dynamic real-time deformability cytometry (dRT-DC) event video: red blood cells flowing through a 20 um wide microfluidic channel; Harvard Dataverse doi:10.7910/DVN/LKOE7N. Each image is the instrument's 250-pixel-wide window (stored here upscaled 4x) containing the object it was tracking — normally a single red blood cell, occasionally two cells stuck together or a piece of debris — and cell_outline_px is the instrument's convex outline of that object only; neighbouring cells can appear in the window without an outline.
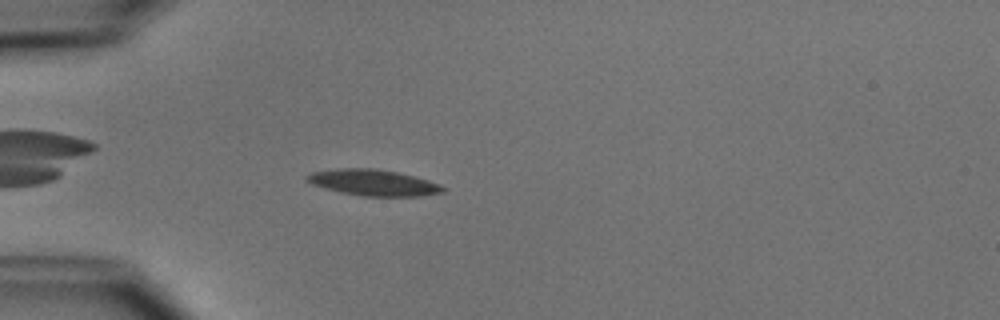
{"species": "common noctule bat (a hibernating species)", "species_latin": "Nyctalus noctula", "temperature_condition": "cold", "stored_images_in_passage": 36, "camera_frame_rate_fps": 3000, "um_per_image_px": 0.085, "animal": {"sex": "male", "body_mass_g": 15.6}, "frame": {"image": 1, "passage_image": 6, "time_ms": 1.667, "image_size_px": [1000, 320], "cell_outline_px": [[448, 188], [444, 192], [420, 196], [364, 196], [340, 192], [324, 188], [312, 184], [304, 180], [304, 176], [312, 172], [336, 168], [372, 168], [396, 172], [428, 180], [440, 184]], "centroid_in_image_um": [31.71, 15.52], "position_along_channel_um": 53.3, "area_um2": 20.75}}
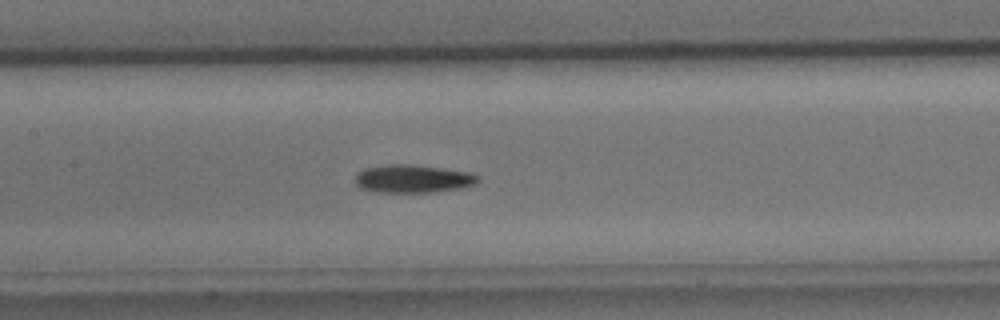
{"frame": {"image": 2, "passage_image": 16, "time_ms": 5.0, "image_size_px": [1000, 320], "cell_outline_px": [[480, 180], [476, 184], [460, 188], [432, 192], [376, 192], [360, 188], [356, 184], [356, 172], [364, 168], [384, 164], [408, 164], [472, 172], [480, 176]], "centroid_in_image_um": [35.1, 15.19], "position_along_channel_um": 172.3, "area_um2": 20.23}}
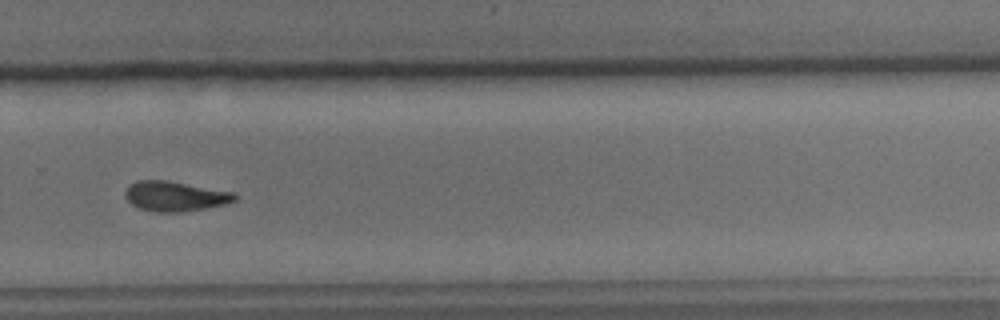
{"frame": {"image": 3, "passage_image": 27, "time_ms": 8.667, "image_size_px": [1000, 320], "cell_outline_px": [[236, 200], [224, 204], [204, 208], [176, 212], [156, 212], [140, 208], [132, 204], [124, 196], [124, 192], [136, 180], [168, 180], [236, 192]], "centroid_in_image_um": [14.89, 16.66], "position_along_channel_um": 314.9, "area_um2": 19.02}, "authors_computed_cell_mechanics": {"area_um2": 19.5075, "velocity_mm_per_s": 3.9066, "shape_relaxation_time_tau1_ms": 4.3251, "shape_relaxation_time_tau2_ms": 7.3759, "deformation_change_tau1": 0.1356, "deformation_change_tau2": 0.1592}}